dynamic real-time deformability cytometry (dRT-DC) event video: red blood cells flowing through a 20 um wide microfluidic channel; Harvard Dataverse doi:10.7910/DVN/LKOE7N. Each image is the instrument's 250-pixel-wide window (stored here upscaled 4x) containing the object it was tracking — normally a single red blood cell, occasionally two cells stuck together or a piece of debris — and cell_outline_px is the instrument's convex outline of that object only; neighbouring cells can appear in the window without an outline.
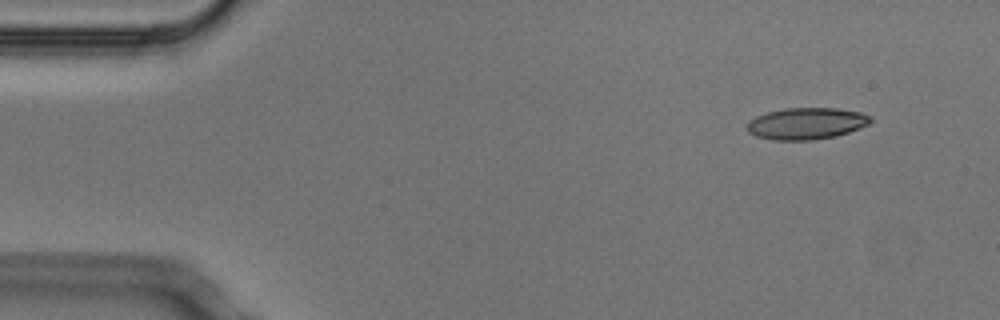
{"species": "Egyptian fruit bat (a non-hibernating species)", "species_latin": "Rousettus aegyptiacus", "temperature_condition": "cold", "stored_images_in_passage": 4, "camera_frame_rate_fps": 3000, "um_per_image_px": 0.085, "animal": {"sex": "male"}, "frame": {"image": 1, "passage_image": 1, "time_ms": 0.0, "image_size_px": [1000, 320], "cell_outline_px": [[872, 120], [868, 124], [860, 128], [836, 136], [812, 140], [772, 140], [756, 136], [748, 132], [748, 120], [756, 116], [768, 112], [788, 108], [836, 108], [860, 112], [872, 116]], "centroid_in_image_um": [68.55, 10.5], "position_along_channel_um": 16.4, "area_um2": 22.77}}
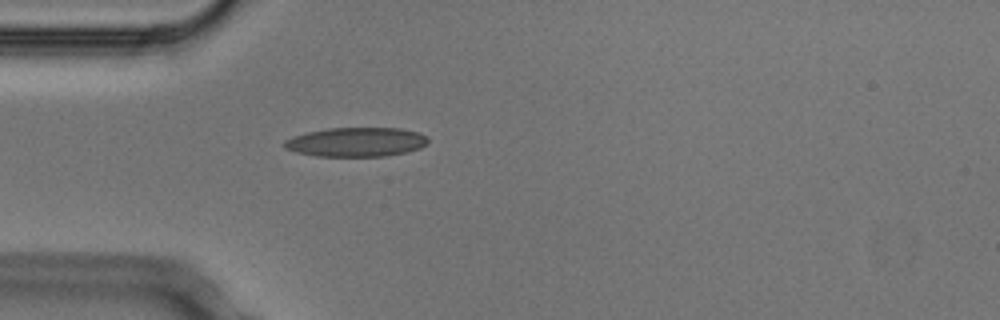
{"frame": {"image": 2, "passage_image": 4, "time_ms": 1.0, "image_size_px": [1000, 320], "cell_outline_px": [[428, 144], [420, 148], [404, 152], [384, 156], [316, 156], [296, 152], [284, 148], [284, 140], [292, 136], [308, 132], [328, 128], [400, 128], [420, 132], [428, 136]], "centroid_in_image_um": [30.29, 12.06], "position_along_channel_um": 54.7, "area_um2": 24.57}}